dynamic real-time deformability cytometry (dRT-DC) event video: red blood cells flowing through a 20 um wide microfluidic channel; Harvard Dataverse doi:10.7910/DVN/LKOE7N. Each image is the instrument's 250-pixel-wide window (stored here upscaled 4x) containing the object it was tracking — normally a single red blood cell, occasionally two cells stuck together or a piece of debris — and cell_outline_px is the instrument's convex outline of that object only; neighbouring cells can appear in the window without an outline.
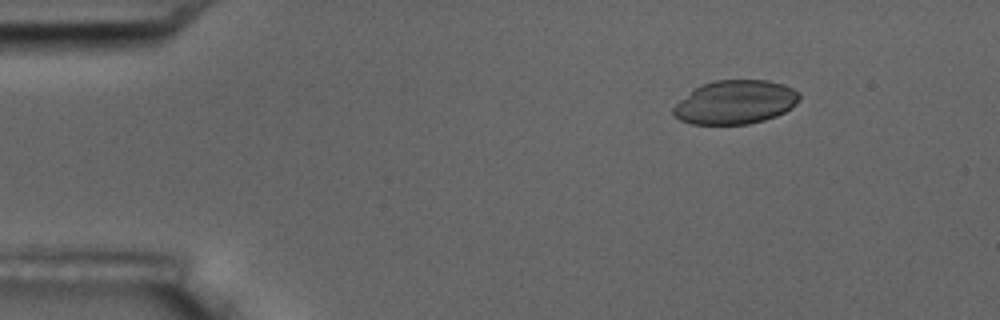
{"species": "common noctule bat (a hibernating species)", "species_latin": "Nyctalus noctula", "temperature_condition": "room temperature", "stored_images_in_passage": 5, "camera_frame_rate_fps": 3000, "um_per_image_px": 0.085, "animal": {"sex": "male", "body_mass_g": 17.5, "forearm_length_mm": 52.3}, "frame": {"image": 1, "passage_image": 1, "time_ms": 0.0, "image_size_px": [1000, 320], "cell_outline_px": [[800, 100], [792, 108], [776, 116], [764, 120], [748, 124], [692, 124], [680, 120], [672, 116], [672, 108], [680, 100], [696, 88], [704, 84], [716, 80], [768, 80], [784, 84], [800, 92]], "centroid_in_image_um": [62.53, 8.69], "position_along_channel_um": 22.5, "area_um2": 32.19}}